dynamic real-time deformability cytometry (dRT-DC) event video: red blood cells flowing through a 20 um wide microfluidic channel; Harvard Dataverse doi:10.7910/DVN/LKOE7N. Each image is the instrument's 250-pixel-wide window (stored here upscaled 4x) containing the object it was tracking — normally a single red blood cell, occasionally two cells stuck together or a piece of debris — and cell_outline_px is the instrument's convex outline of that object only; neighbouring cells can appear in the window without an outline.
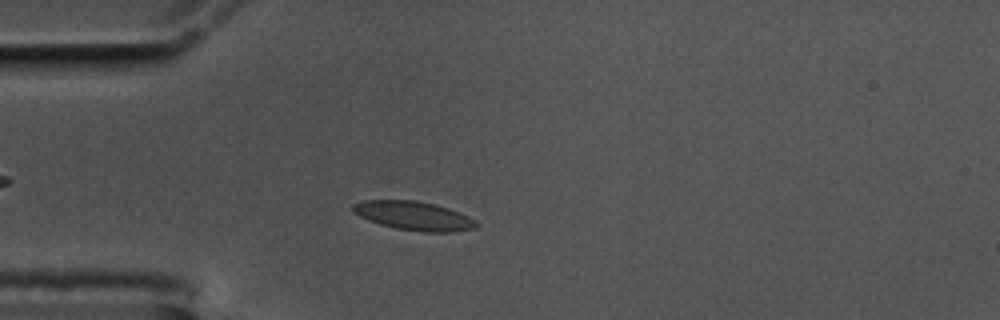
{"species": "common noctule bat (a hibernating species)", "species_latin": "Nyctalus noctula", "temperature_condition": "cold", "stored_images_in_passage": 53, "camera_frame_rate_fps": 3000, "um_per_image_px": 0.085, "animal": {"sex": "male", "body_mass_g": 17.5, "forearm_length_mm": 52.3}, "frame": {"image": 1, "passage_image": 11, "time_ms": 3.333, "image_size_px": [1000, 320], "cell_outline_px": [[480, 224], [476, 228], [452, 232], [420, 232], [396, 228], [380, 224], [368, 220], [352, 212], [352, 204], [360, 200], [416, 200], [448, 208], [468, 216], [476, 220]], "centroid_in_image_um": [35.16, 18.34], "position_along_channel_um": 49.8, "area_um2": 20.87}}
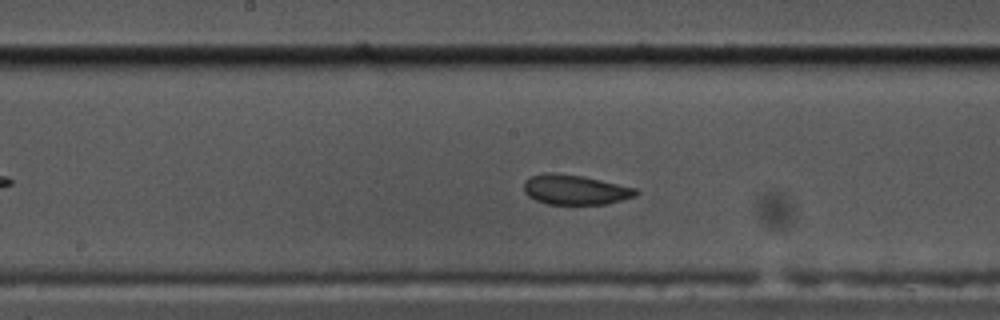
{"frame": {"image": 2, "passage_image": 25, "time_ms": 8.0, "image_size_px": [1000, 320], "cell_outline_px": [[640, 192], [636, 196], [608, 204], [548, 204], [536, 200], [528, 196], [524, 192], [524, 180], [528, 176], [544, 172], [552, 172], [584, 176], [636, 188]], "centroid_in_image_um": [48.87, 16.11], "position_along_channel_um": 199.3, "area_um2": 19.77}}
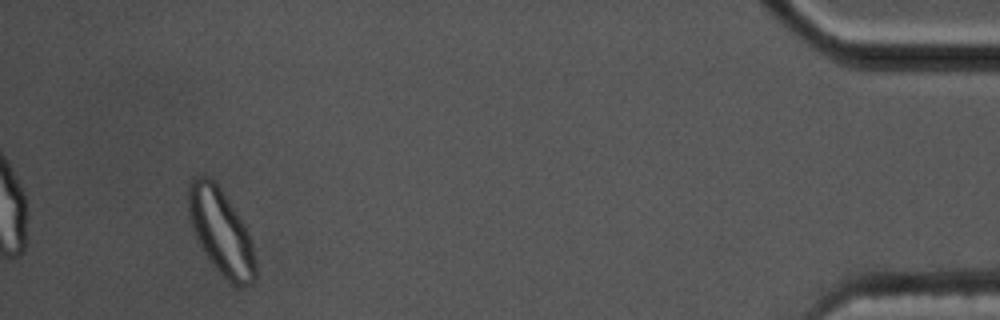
{"frame": {"image": 3, "passage_image": 50, "time_ms": 16.333, "image_size_px": [1000, 320], "cell_outline_px": [[256, 280], [252, 284], [232, 284], [208, 260], [192, 228], [188, 208], [188, 184], [196, 176], [208, 176], [216, 184], [240, 216], [248, 232], [252, 244], [256, 264]], "centroid_in_image_um": [18.79, 19.7], "position_along_channel_um": 416.4, "area_um2": 32.95}, "authors_computed_cell_mechanics": {"area_um2": 20.1722, "velocity_mm_per_s": 3.447, "shape_relaxation_time_tau1_ms": null, "shape_relaxation_time_tau2_ms": 1.7498, "deformation_change_tau1": null, "deformation_change_tau2": 0.0533}}